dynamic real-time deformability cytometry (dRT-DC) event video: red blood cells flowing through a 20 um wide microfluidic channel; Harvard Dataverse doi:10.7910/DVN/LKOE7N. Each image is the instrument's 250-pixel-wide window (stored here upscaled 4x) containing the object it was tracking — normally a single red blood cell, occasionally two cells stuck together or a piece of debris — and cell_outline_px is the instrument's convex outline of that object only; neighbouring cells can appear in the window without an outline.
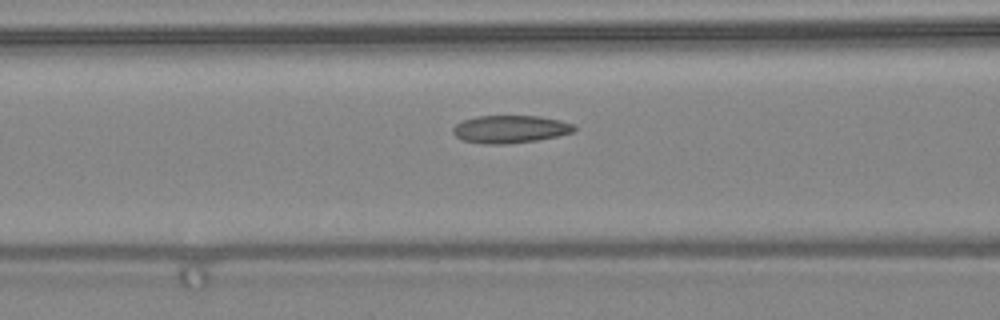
{"species": "common noctule bat (a hibernating species)", "species_latin": "Nyctalus noctula", "temperature_condition": "warm", "stored_images_in_passage": 24, "camera_frame_rate_fps": 3000, "um_per_image_px": 0.085, "animal": {"sex": "female", "body_mass_g": 24.6, "forearm_length_mm": 56.2}, "frame": {"image": 1, "passage_image": 17, "time_ms": 5.333, "image_size_px": [1000, 320], "cell_outline_px": [[576, 132], [536, 140], [508, 144], [484, 144], [464, 140], [456, 136], [452, 132], [452, 128], [456, 124], [464, 120], [476, 116], [540, 116], [560, 120], [576, 124]], "centroid_in_image_um": [43.4, 10.97], "position_along_channel_um": 123.2, "area_um2": 19.65}}